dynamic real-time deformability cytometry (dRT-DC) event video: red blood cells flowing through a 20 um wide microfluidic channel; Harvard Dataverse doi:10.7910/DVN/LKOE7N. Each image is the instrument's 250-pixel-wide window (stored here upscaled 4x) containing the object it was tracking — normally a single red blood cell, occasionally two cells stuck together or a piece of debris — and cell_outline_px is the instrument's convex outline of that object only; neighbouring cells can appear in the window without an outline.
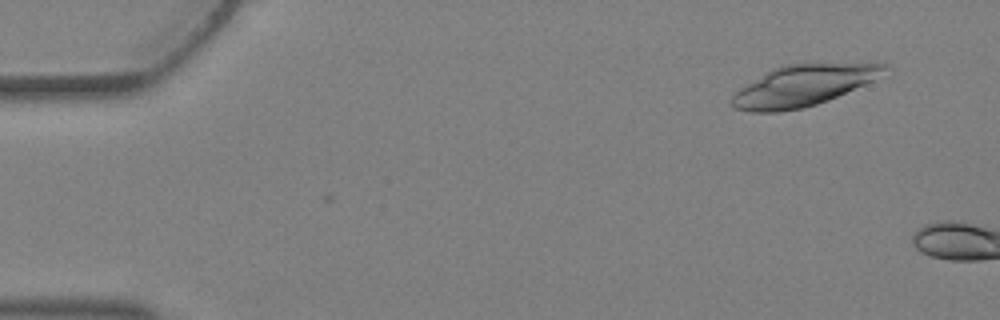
{"species": "Egyptian fruit bat (a non-hibernating species)", "species_latin": "Rousettus aegyptiacus", "temperature_condition": "warm", "stored_images_in_passage": 3, "camera_frame_rate_fps": 3000, "um_per_image_px": 0.085, "animal": {"sex": "female"}, "frame": {"image": 1, "passage_image": 3, "time_ms": 0.667, "image_size_px": [1000, 320], "cell_outline_px": [[892, 68], [872, 80], [864, 84], [828, 100], [804, 108], [776, 112], [752, 112], [732, 108], [728, 100], [740, 88], [772, 68], [784, 64], [808, 60], [888, 64]], "centroid_in_image_um": [68.28, 7.21], "position_along_channel_um": 16.7, "area_um2": 37.57}}